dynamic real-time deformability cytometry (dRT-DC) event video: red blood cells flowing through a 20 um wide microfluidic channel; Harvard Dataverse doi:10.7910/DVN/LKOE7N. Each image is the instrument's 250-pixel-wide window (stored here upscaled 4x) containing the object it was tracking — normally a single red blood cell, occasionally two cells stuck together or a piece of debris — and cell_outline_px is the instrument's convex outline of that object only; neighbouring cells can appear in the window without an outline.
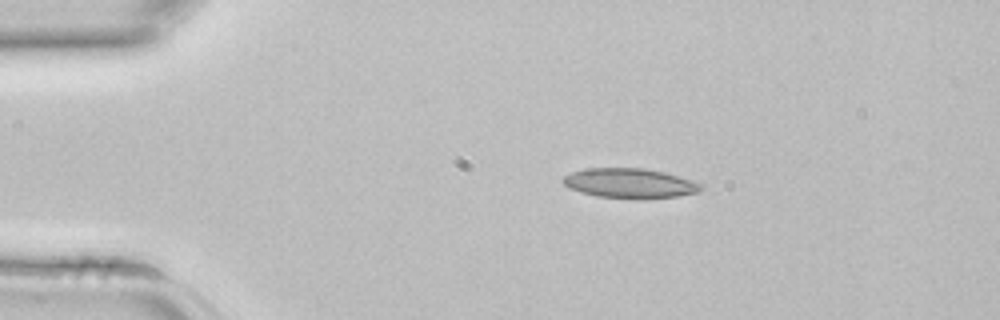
{"species": "common noctule bat (a hibernating species)", "species_latin": "Nyctalus noctula", "temperature_condition": "room temperature", "stored_images_in_passage": 2, "camera_frame_rate_fps": 3000, "um_per_image_px": 0.085, "animal": {"sex": "female", "body_mass_g": 22.7, "forearm_length_mm": 54.2}, "frame": {"image": 1, "passage_image": 1, "time_ms": 0.0, "image_size_px": [1000, 320], "cell_outline_px": [[704, 188], [700, 192], [676, 196], [636, 200], [596, 196], [580, 192], [568, 188], [560, 180], [564, 176], [572, 172], [588, 168], [644, 168], [664, 172], [692, 180], [704, 184]], "centroid_in_image_um": [53.54, 15.59], "position_along_channel_um": 31.5, "area_um2": 24.33}}